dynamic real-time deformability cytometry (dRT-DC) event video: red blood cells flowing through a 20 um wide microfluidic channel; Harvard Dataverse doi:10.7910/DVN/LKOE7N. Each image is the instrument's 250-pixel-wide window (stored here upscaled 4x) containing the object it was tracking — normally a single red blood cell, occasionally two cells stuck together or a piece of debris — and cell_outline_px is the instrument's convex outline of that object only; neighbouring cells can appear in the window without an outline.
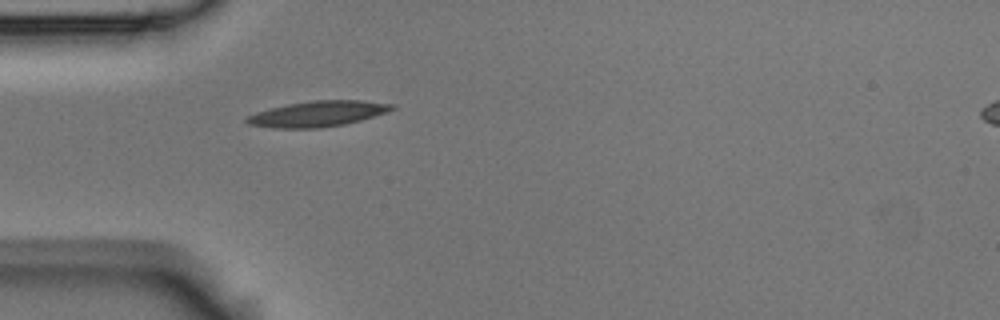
{"species": "Egyptian fruit bat (a non-hibernating species)", "species_latin": "Rousettus aegyptiacus", "temperature_condition": "room temperature", "stored_images_in_passage": 4, "camera_frame_rate_fps": 3000, "um_per_image_px": 0.085, "animal": {"sex": "male"}, "frame": {"image": 1, "passage_image": 4, "time_ms": 1.0, "image_size_px": [1000, 320], "cell_outline_px": [[396, 108], [388, 112], [360, 120], [344, 124], [320, 128], [272, 128], [248, 124], [244, 120], [248, 116], [256, 112], [288, 104], [316, 100], [360, 100], [396, 104]], "centroid_in_image_um": [27.04, 9.67], "position_along_channel_um": 58.0, "area_um2": 21.62}}